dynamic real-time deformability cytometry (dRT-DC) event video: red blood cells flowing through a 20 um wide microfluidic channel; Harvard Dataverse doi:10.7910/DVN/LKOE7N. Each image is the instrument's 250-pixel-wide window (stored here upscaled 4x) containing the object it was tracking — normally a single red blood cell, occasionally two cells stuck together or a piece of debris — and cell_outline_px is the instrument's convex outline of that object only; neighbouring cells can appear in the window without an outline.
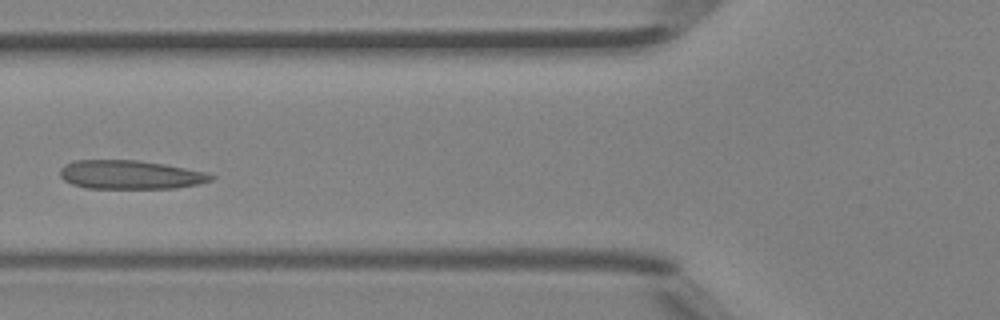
{"species": "Egyptian fruit bat (a non-hibernating species)", "species_latin": "Rousettus aegyptiacus", "temperature_condition": "room temperature", "stored_images_in_passage": 4, "camera_frame_rate_fps": 3000, "um_per_image_px": 0.085, "animal": {"sex": "female"}, "frame": {"image": 1, "passage_image": 4, "time_ms": 1.0, "image_size_px": [1000, 320], "cell_outline_px": [[216, 176], [212, 180], [196, 184], [176, 188], [84, 188], [72, 184], [64, 180], [60, 176], [60, 168], [64, 164], [76, 160], [136, 160], [164, 164], [204, 172]], "centroid_in_image_um": [11.02, 14.85], "position_along_channel_um": 114.8, "area_um2": 25.2}}